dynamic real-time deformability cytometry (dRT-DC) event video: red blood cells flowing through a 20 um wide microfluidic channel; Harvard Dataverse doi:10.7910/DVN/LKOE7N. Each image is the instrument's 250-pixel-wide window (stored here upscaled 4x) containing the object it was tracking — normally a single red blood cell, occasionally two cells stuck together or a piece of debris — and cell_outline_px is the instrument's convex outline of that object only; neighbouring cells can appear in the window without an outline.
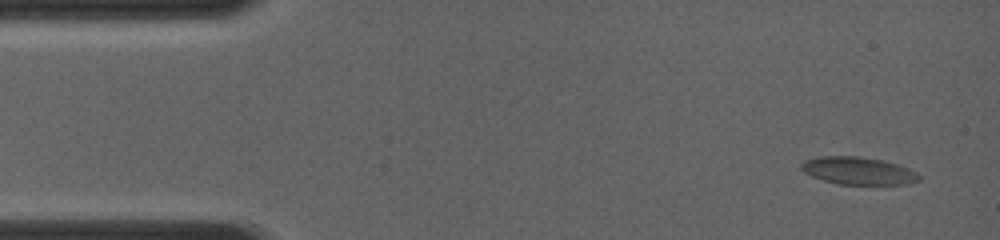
{"species": "common noctule bat (a hibernating species)", "species_latin": "Nyctalus noctula", "temperature_condition": "room temperature", "stored_images_in_passage": 55, "camera_frame_rate_fps": 4000, "um_per_image_px": 0.085, "animal": {"sex": "female", "body_mass_g": 19.0, "forearm_length_mm": 56.7}, "frame": {"image": 1, "passage_image": 2, "time_ms": 0.25, "image_size_px": [1000, 240], "cell_outline_px": [[920, 180], [908, 184], [836, 184], [812, 176], [804, 172], [800, 168], [800, 164], [804, 160], [820, 156], [856, 156], [884, 160], [908, 168], [916, 172], [920, 176]], "centroid_in_image_um": [72.93, 14.51], "position_along_channel_um": 12.1, "area_um2": 18.9}}
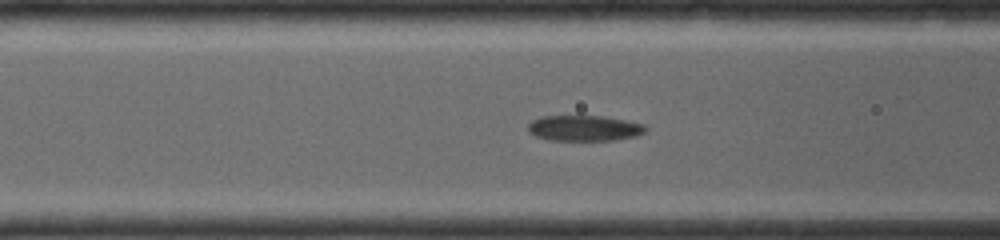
{"frame": {"image": 2, "passage_image": 26, "time_ms": 5.0, "image_size_px": [1000, 240], "cell_outline_px": [[648, 128], [644, 132], [636, 136], [612, 140], [552, 140], [536, 136], [528, 132], [528, 124], [532, 120], [540, 116], [604, 116], [644, 124]], "centroid_in_image_um": [49.65, 10.89], "position_along_channel_um": 117.0, "area_um2": 17.51}}
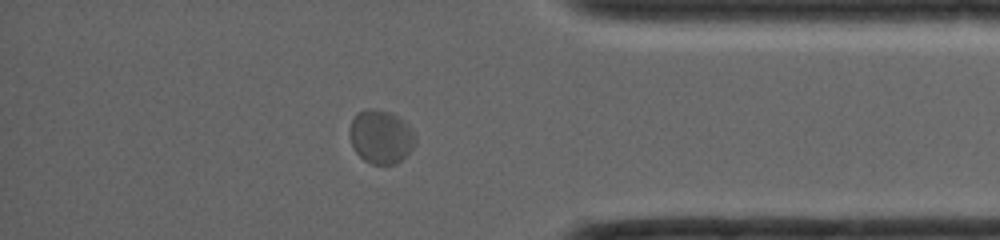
{"frame": {"image": 3, "passage_image": 48, "time_ms": 11.75, "image_size_px": [1000, 240], "cell_outline_px": [[416, 140], [412, 148], [396, 164], [372, 164], [364, 160], [356, 152], [352, 144], [352, 120], [360, 112], [372, 108], [388, 112], [396, 116], [408, 124]], "centroid_in_image_um": [32.4, 11.65], "position_along_channel_um": 402.8, "area_um2": 19.71}}